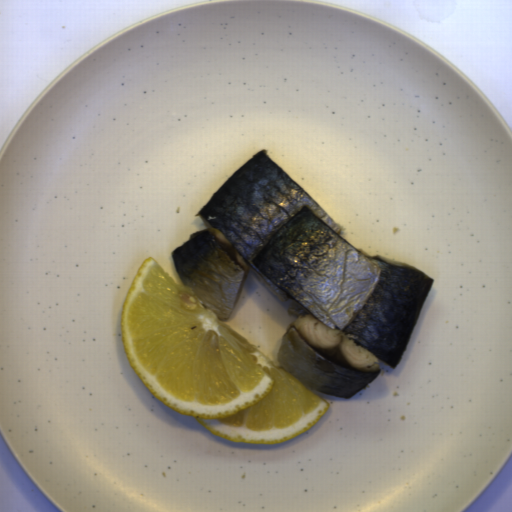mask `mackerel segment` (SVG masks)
<instances>
[{"label":"mackerel segment","mask_w":512,"mask_h":512,"mask_svg":"<svg viewBox=\"0 0 512 512\" xmlns=\"http://www.w3.org/2000/svg\"><path fill=\"white\" fill-rule=\"evenodd\" d=\"M262 149L194 215L207 229L171 252L183 285L219 320L231 317L251 272L291 301L280 366L323 394L351 398L396 369L435 282L423 270L367 255Z\"/></svg>","instance_id":"1"}]
</instances>
